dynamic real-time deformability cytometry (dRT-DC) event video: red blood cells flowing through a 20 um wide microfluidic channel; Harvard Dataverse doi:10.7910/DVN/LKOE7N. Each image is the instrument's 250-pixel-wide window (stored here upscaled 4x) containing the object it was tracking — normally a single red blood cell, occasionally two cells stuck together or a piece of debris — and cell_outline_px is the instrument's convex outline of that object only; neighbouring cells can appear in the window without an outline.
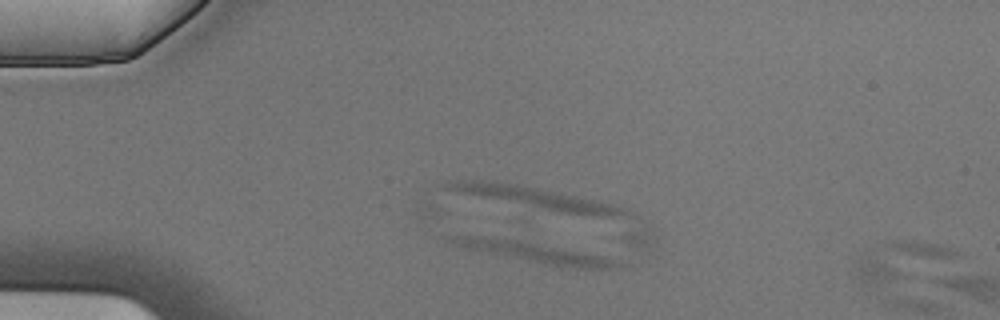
{"species": "Egyptian fruit bat (a non-hibernating species)", "species_latin": "Rousettus aegyptiacus", "temperature_condition": "cold", "stored_images_in_passage": 2, "segment_of_instrument_passage": [2, 2], "camera_frame_rate_fps": 3000, "um_per_image_px": 0.085, "animal": {"sex": "male"}, "frame": {"image": 1, "passage_image": 2, "time_ms": 0.333, "image_size_px": [1000, 320], "cell_outline_px": [[964, 256], [956, 260], [876, 284], [860, 284], [852, 276], [860, 256], [868, 248], [888, 240], [912, 240], [940, 244], [960, 252]], "centroid_in_image_um": [76.54, 22.1], "position_along_channel_um": 8.5, "area_um2": 22.2}}